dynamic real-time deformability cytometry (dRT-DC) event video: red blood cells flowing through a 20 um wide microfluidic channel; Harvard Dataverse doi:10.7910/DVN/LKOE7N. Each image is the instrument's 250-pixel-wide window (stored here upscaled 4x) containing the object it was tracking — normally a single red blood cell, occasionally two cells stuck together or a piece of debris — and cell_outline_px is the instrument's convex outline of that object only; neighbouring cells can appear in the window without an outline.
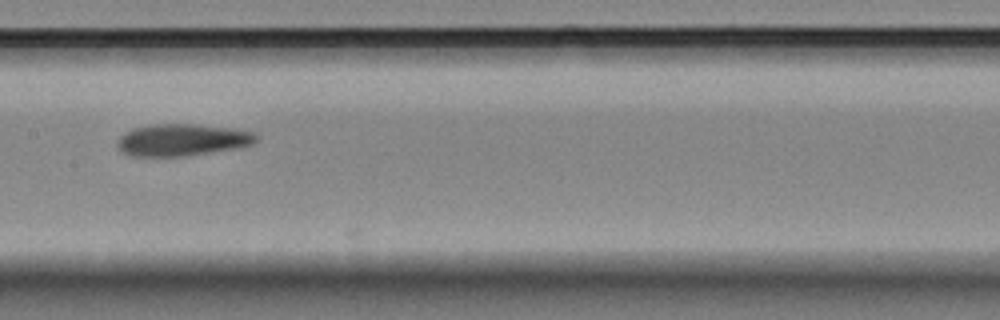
{"species": "Egyptian fruit bat (a non-hibernating species)", "species_latin": "Rousettus aegyptiacus", "temperature_condition": "room temperature", "stored_images_in_passage": 12, "camera_frame_rate_fps": 3000, "um_per_image_px": 0.085, "animal": {"sex": "female"}, "frame": {"image": 1, "passage_image": 6, "time_ms": 8.0, "image_size_px": [1000, 320], "cell_outline_px": [[260, 140], [252, 144], [240, 148], [184, 156], [128, 156], [120, 152], [116, 144], [116, 140], [124, 132], [132, 128], [152, 124], [196, 124], [232, 128], [256, 132], [260, 136]], "centroid_in_image_um": [15.5, 11.89], "position_along_channel_um": 191.9, "area_um2": 26.47}}
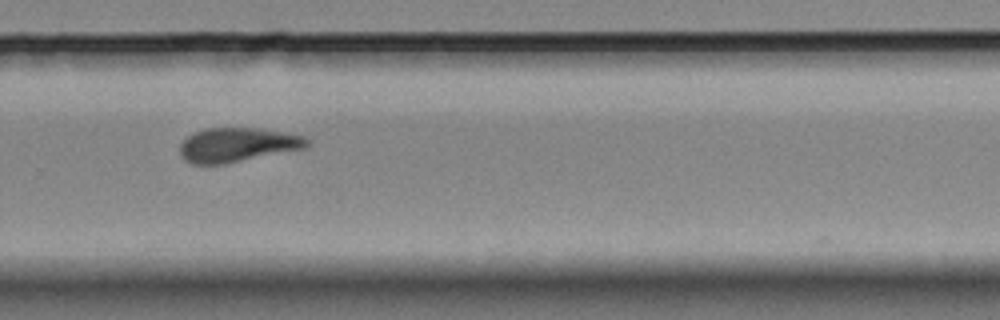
{"frame": {"image": 2, "passage_image": 9, "time_ms": 11.333, "image_size_px": [1000, 320], "cell_outline_px": [[308, 148], [224, 164], [192, 164], [184, 160], [180, 156], [180, 144], [192, 132], [204, 128], [260, 128], [304, 136], [308, 140]], "centroid_in_image_um": [20.16, 12.31], "position_along_channel_um": 309.6, "area_um2": 25.55}}
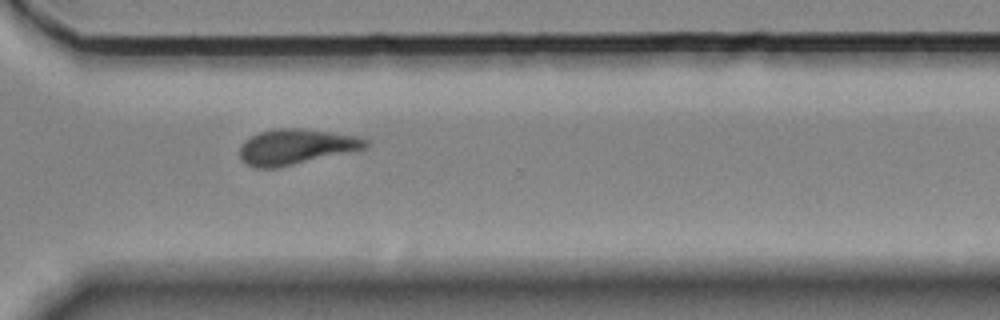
{"frame": {"image": 3, "passage_image": 10, "time_ms": 12.333, "image_size_px": [1000, 320], "cell_outline_px": [[368, 148], [276, 168], [256, 168], [248, 164], [240, 156], [240, 148], [244, 140], [260, 132], [276, 128], [296, 128], [332, 132], [360, 136], [368, 140]], "centroid_in_image_um": [25.19, 12.47], "position_along_channel_um": 345.4, "area_um2": 25.84}}